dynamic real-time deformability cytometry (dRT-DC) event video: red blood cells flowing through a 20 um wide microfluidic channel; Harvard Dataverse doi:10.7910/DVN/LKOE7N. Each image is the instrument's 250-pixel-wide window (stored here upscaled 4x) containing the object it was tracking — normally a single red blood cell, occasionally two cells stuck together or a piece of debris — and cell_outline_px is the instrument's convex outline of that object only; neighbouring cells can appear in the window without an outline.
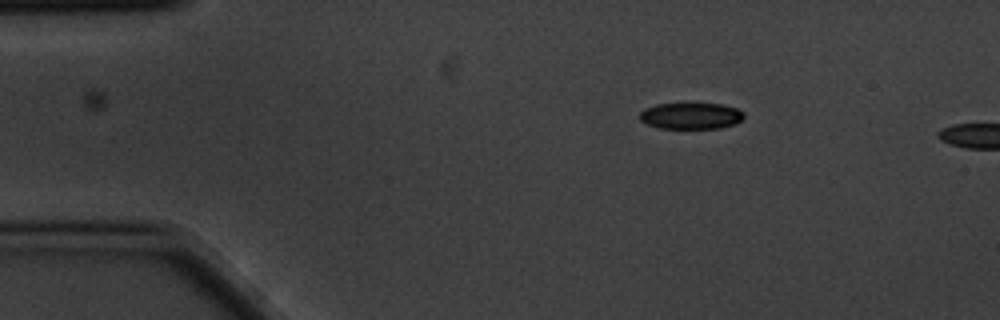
{"species": "common noctule bat (a hibernating species)", "species_latin": "Nyctalus noctula", "temperature_condition": "cold", "stored_images_in_passage": 2, "camera_frame_rate_fps": 3000, "um_per_image_px": 0.085, "animal": {"sex": "male", "body_mass_g": 20.1, "forearm_length_mm": 53.5}, "frame": {"image": 1, "passage_image": 1, "time_ms": 0.0, "image_size_px": [1000, 320], "cell_outline_px": [[744, 116], [736, 124], [720, 128], [660, 128], [648, 124], [640, 120], [640, 112], [644, 108], [656, 104], [724, 104], [736, 108], [744, 112]], "centroid_in_image_um": [58.74, 9.85], "position_along_channel_um": 26.3, "area_um2": 15.95}}